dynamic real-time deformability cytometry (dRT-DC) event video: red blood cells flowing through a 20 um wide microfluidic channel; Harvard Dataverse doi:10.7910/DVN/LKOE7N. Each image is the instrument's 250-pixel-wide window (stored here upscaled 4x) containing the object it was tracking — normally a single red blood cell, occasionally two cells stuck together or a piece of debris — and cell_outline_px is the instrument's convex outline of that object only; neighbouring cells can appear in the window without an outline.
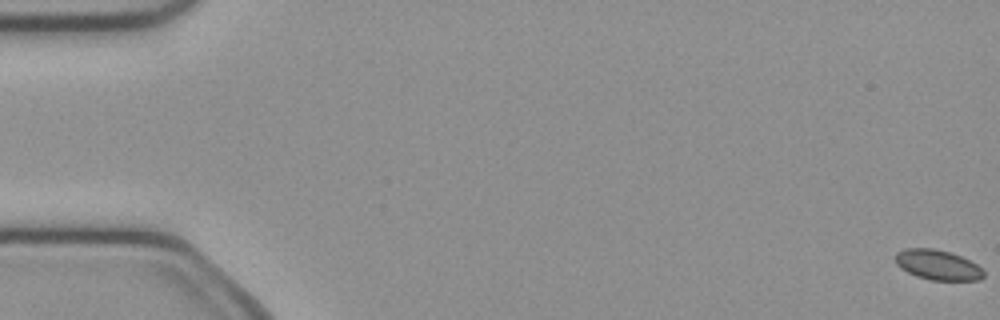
{"species": "common noctule bat (a hibernating species)", "species_latin": "Nyctalus noctula", "temperature_condition": "cold", "stored_images_in_passage": 53, "camera_frame_rate_fps": 3000, "um_per_image_px": 0.085, "animal": {"sex": "female", "body_mass_g": 21.9}, "frame": {"image": 1, "passage_image": 1, "time_ms": 0.0, "image_size_px": [1000, 320], "cell_outline_px": [[984, 276], [980, 280], [932, 280], [916, 276], [900, 268], [896, 264], [896, 252], [904, 248], [932, 248], [948, 252], [960, 256], [976, 264], [984, 272]], "centroid_in_image_um": [79.68, 22.51], "position_along_channel_um": 5.3, "area_um2": 15.32}}
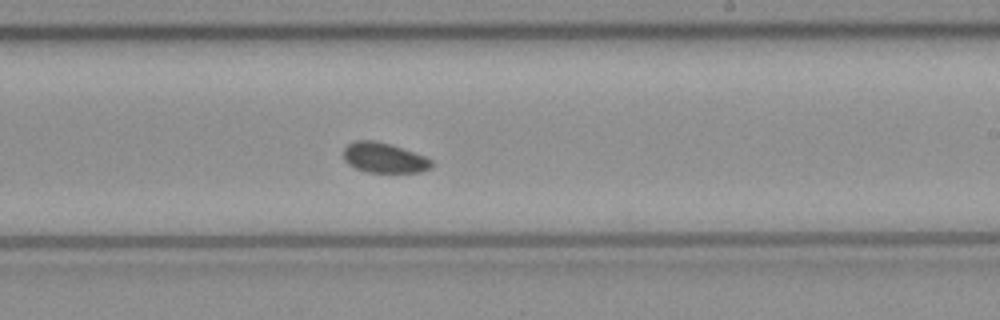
{"frame": {"image": 2, "passage_image": 32, "time_ms": 10.333, "image_size_px": [1000, 320], "cell_outline_px": [[432, 168], [420, 172], [368, 172], [356, 168], [348, 164], [344, 160], [344, 148], [348, 144], [356, 140], [376, 140], [392, 144], [424, 156], [432, 160]], "centroid_in_image_um": [32.65, 13.4], "position_along_channel_um": 256.4, "area_um2": 15.49}}
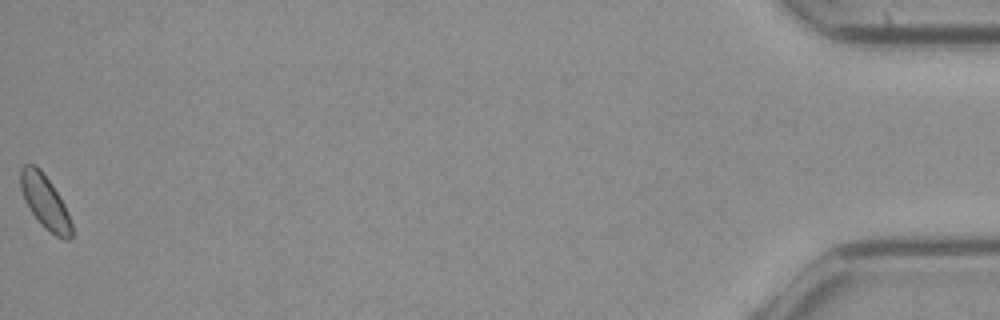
{"frame": {"image": 3, "passage_image": 53, "time_ms": 17.333, "image_size_px": [1000, 320], "cell_outline_px": [[72, 236], [68, 240], [64, 240], [56, 236], [44, 228], [40, 224], [28, 208], [24, 200], [20, 188], [20, 168], [24, 164], [36, 164], [40, 168], [52, 184], [64, 204], [68, 212], [72, 224]], "centroid_in_image_um": [3.81, 17.15], "position_along_channel_um": 431.4, "area_um2": 16.24}}